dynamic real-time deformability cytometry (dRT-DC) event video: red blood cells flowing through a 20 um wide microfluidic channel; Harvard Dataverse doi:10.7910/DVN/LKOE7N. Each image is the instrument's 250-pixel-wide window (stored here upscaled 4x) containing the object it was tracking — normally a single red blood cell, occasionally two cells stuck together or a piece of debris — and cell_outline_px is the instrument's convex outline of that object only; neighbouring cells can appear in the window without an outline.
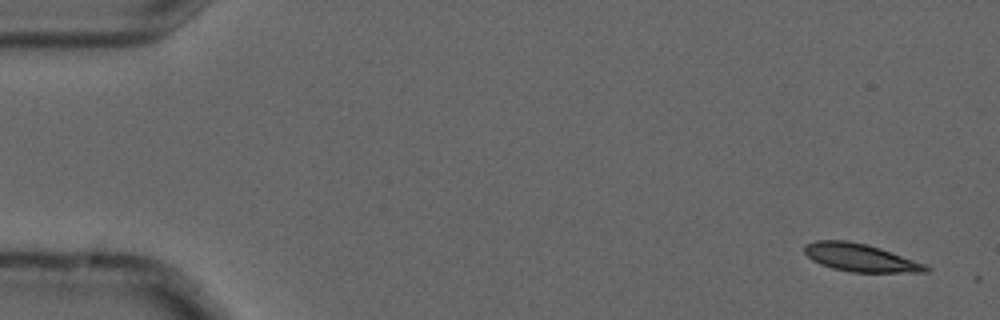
{"species": "common noctule bat (a hibernating species)", "species_latin": "Nyctalus noctula", "temperature_condition": "cold", "stored_images_in_passage": 2, "camera_frame_rate_fps": 3000, "um_per_image_px": 0.085, "animal": {"sex": "male", "forearm_length_mm": 52.5}, "frame": {"image": 1, "passage_image": 1, "time_ms": 0.0, "image_size_px": [1000, 320], "cell_outline_px": [[932, 268], [928, 272], [852, 272], [832, 268], [820, 264], [812, 260], [804, 252], [804, 244], [816, 240], [848, 240], [880, 248], [924, 264]], "centroid_in_image_um": [73.09, 21.9], "position_along_channel_um": 11.9, "area_um2": 19.54}}